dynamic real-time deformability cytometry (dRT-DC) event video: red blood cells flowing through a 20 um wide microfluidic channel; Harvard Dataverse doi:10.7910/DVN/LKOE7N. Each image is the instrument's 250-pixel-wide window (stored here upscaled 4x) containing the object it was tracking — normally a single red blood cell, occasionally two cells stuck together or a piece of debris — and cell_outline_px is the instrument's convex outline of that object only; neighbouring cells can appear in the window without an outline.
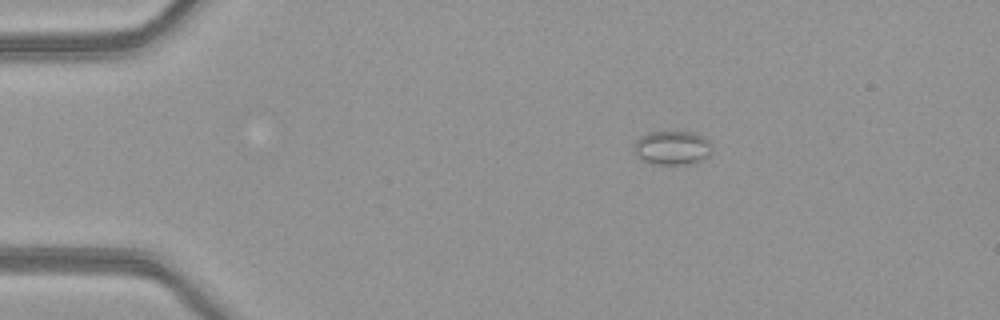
{"species": "common noctule bat (a hibernating species)", "species_latin": "Nyctalus noctula", "temperature_condition": "warm", "stored_images_in_passage": 5, "camera_frame_rate_fps": 3000, "um_per_image_px": 0.085, "animal": {"sex": "female", "body_mass_g": 21.9}, "frame": {"image": 1, "passage_image": 1, "time_ms": 0.0, "image_size_px": [1000, 320], "cell_outline_px": [[712, 152], [708, 156], [692, 164], [652, 164], [640, 160], [636, 152], [636, 140], [640, 136], [648, 132], [692, 132], [708, 140], [712, 148]], "centroid_in_image_um": [57.15, 12.57], "position_along_channel_um": 27.9, "area_um2": 15.32}}
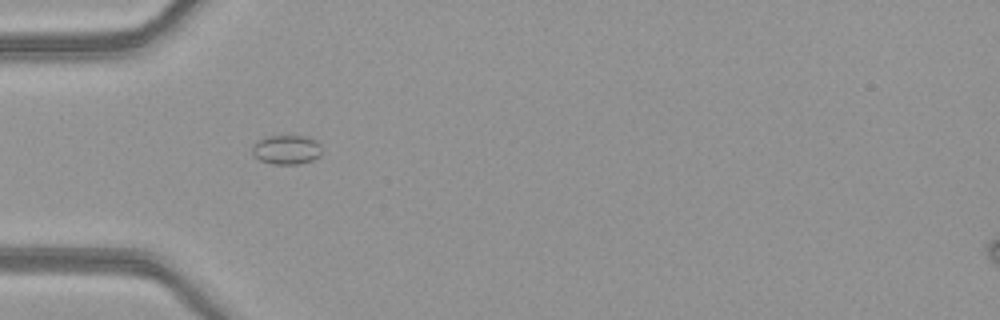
{"frame": {"image": 2, "passage_image": 3, "time_ms": 0.667, "image_size_px": [1000, 320], "cell_outline_px": [[320, 156], [312, 160], [300, 164], [272, 164], [260, 160], [252, 152], [252, 144], [256, 140], [268, 136], [308, 136], [316, 140], [320, 144]], "centroid_in_image_um": [24.35, 12.71], "position_along_channel_um": 60.7, "area_um2": 11.96}}